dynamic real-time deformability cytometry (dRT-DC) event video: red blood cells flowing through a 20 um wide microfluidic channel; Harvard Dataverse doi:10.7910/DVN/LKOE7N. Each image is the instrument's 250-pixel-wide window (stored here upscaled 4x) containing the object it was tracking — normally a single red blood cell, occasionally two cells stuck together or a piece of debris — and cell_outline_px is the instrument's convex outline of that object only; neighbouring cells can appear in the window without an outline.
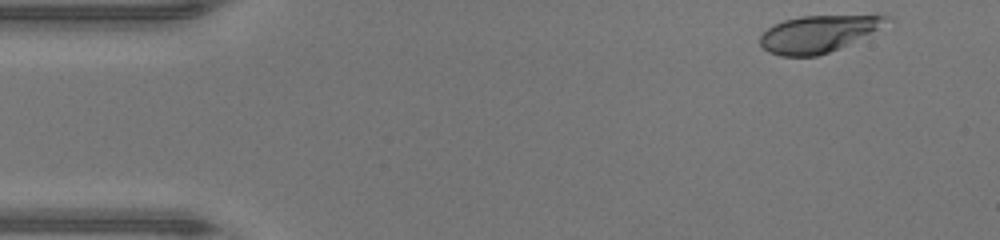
{"species": "human", "species_latin": "Homo sapiens", "temperature_condition": "warm", "stored_images_in_passage": 9, "camera_frame_rate_fps": 3000, "um_per_image_px": 0.085, "donor": {"sex": "male"}, "frame": {"image": 1, "passage_image": 1, "time_ms": 0.0, "image_size_px": [1000, 240], "cell_outline_px": [[896, 20], [828, 52], [816, 56], [780, 56], [768, 52], [760, 44], [760, 36], [772, 24], [784, 20], [800, 16], [880, 12], [884, 12], [892, 16]], "centroid_in_image_um": [69.67, 2.78], "position_along_channel_um": 15.3, "area_um2": 28.03}}